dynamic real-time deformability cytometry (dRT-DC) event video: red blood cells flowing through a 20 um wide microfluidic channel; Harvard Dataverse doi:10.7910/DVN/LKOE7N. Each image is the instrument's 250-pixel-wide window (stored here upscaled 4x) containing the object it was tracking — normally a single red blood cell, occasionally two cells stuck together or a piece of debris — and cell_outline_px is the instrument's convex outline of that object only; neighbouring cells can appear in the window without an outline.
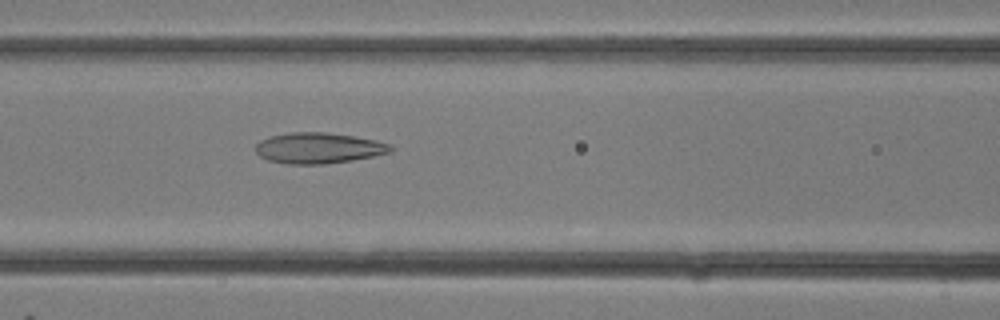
{"species": "common noctule bat (a hibernating species)", "species_latin": "Nyctalus noctula", "temperature_condition": "room temperature", "stored_images_in_passage": 14, "camera_frame_rate_fps": 3000, "um_per_image_px": 0.085, "animal": {"sex": "female"}, "frame": {"image": 1, "passage_image": 14, "time_ms": 4.333, "image_size_px": [1000, 320], "cell_outline_px": [[392, 152], [352, 160], [324, 164], [288, 164], [268, 160], [260, 156], [256, 152], [256, 144], [260, 140], [272, 136], [292, 132], [324, 132], [352, 136], [376, 140], [392, 144]], "centroid_in_image_um": [27.08, 12.58], "position_along_channel_um": 139.5, "area_um2": 24.1}}